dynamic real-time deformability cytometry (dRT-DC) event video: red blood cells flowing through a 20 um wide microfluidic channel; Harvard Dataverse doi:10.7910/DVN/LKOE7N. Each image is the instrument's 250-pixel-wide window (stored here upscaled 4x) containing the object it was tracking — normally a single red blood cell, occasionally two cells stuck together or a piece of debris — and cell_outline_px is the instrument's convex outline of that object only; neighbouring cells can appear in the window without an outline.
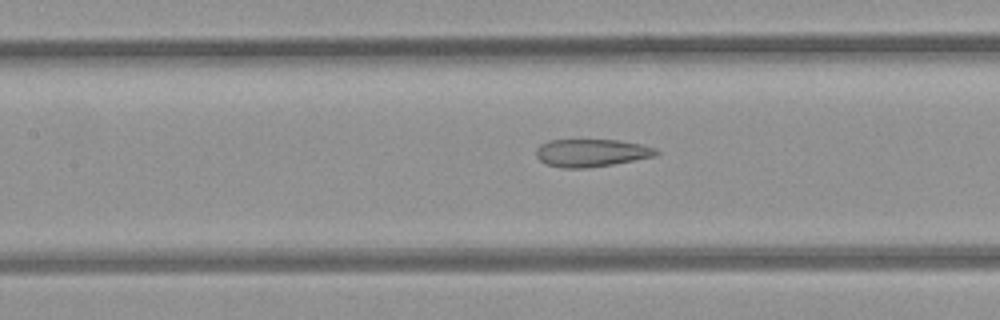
{"species": "common noctule bat (a hibernating species)", "species_latin": "Nyctalus noctula", "temperature_condition": "room temperature", "stored_images_in_passage": 15, "camera_frame_rate_fps": 3000, "um_per_image_px": 0.085, "animal": {"sex": "female", "body_mass_g": 21.9}, "frame": {"image": 1, "passage_image": 7, "time_ms": 2.0, "image_size_px": [1000, 320], "cell_outline_px": [[660, 152], [656, 156], [612, 164], [588, 168], [564, 168], [544, 164], [536, 156], [536, 148], [540, 144], [548, 140], [616, 140], [640, 144], [656, 148]], "centroid_in_image_um": [50.24, 12.99], "position_along_channel_um": 157.2, "area_um2": 19.42}}
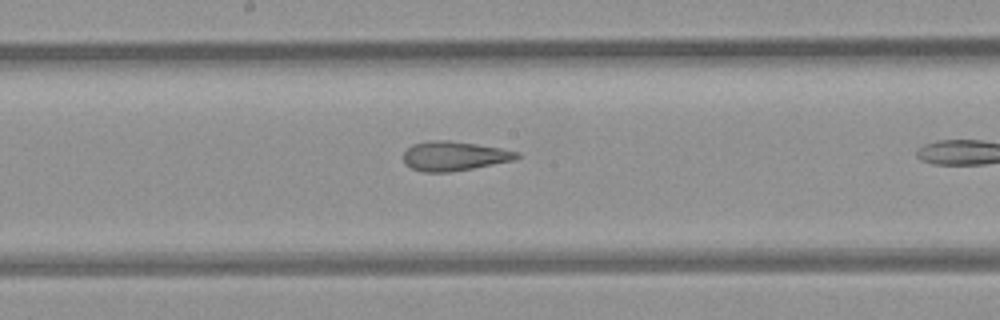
{"frame": {"image": 2, "passage_image": 11, "time_ms": 3.333, "image_size_px": [1000, 320], "cell_outline_px": [[520, 156], [512, 160], [472, 168], [448, 172], [424, 172], [412, 168], [404, 164], [404, 152], [412, 144], [432, 140], [448, 140], [476, 144], [500, 148], [520, 152]], "centroid_in_image_um": [38.57, 13.25], "position_along_channel_um": 209.6, "area_um2": 19.19}}